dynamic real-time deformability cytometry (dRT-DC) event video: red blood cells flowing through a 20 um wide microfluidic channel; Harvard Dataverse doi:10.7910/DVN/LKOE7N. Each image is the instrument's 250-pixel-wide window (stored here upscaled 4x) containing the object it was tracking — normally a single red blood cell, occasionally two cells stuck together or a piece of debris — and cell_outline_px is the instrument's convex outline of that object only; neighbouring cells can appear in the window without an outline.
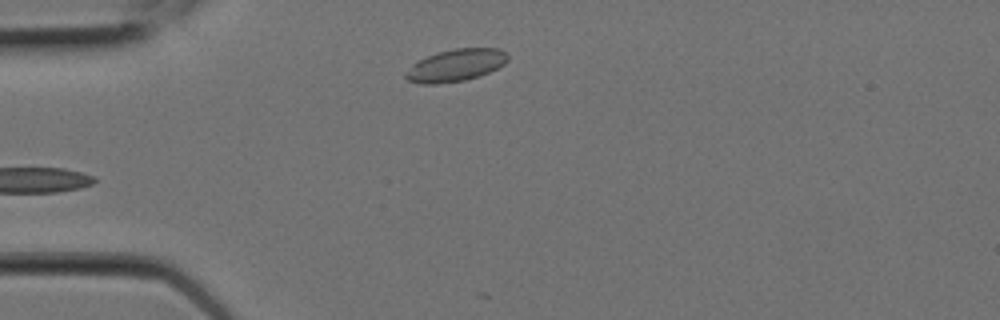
{"species": "Egyptian fruit bat (a non-hibernating species)", "species_latin": "Rousettus aegyptiacus", "temperature_condition": "room temperature", "stored_images_in_passage": 5, "camera_frame_rate_fps": 3000, "um_per_image_px": 0.085, "animal": {"sex": "female"}, "frame": {"image": 1, "passage_image": 5, "time_ms": 1.333, "image_size_px": [1000, 320], "cell_outline_px": [[504, 60], [496, 68], [488, 72], [476, 76], [460, 80], [412, 80], [408, 76], [416, 64], [420, 60], [440, 52], [464, 48], [492, 48], [500, 52], [504, 56]], "centroid_in_image_um": [38.85, 5.48], "position_along_channel_um": 46.2, "area_um2": 16.42}}